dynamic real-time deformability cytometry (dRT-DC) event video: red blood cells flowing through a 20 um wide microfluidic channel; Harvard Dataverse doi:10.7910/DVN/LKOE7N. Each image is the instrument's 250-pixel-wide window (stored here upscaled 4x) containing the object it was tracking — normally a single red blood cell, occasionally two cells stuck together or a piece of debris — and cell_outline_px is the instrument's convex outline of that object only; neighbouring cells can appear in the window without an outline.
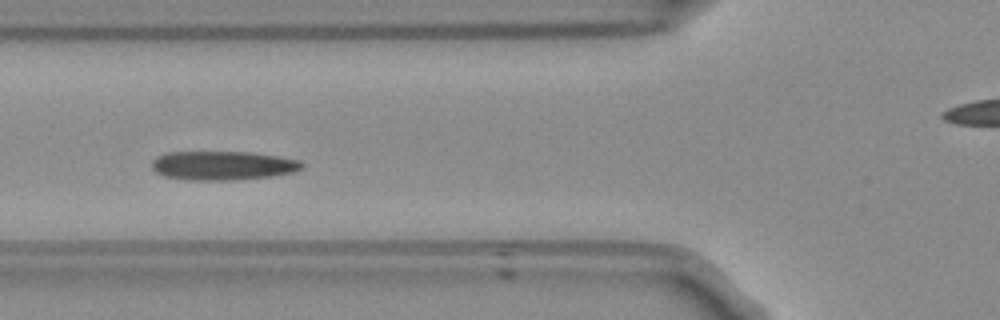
{"species": "Egyptian fruit bat (a non-hibernating species)", "species_latin": "Rousettus aegyptiacus", "temperature_condition": "room temperature", "stored_images_in_passage": 40, "camera_frame_rate_fps": 3000, "um_per_image_px": 0.085, "frame": {"image": 1, "passage_image": 12, "time_ms": 3.667, "image_size_px": [1000, 320], "cell_outline_px": [[304, 168], [292, 172], [272, 176], [232, 180], [188, 180], [164, 176], [156, 172], [152, 168], [152, 160], [156, 156], [168, 152], [248, 152], [276, 156], [300, 160], [304, 164]], "centroid_in_image_um": [18.92, 14.07], "position_along_channel_um": 106.9, "area_um2": 25.37}}
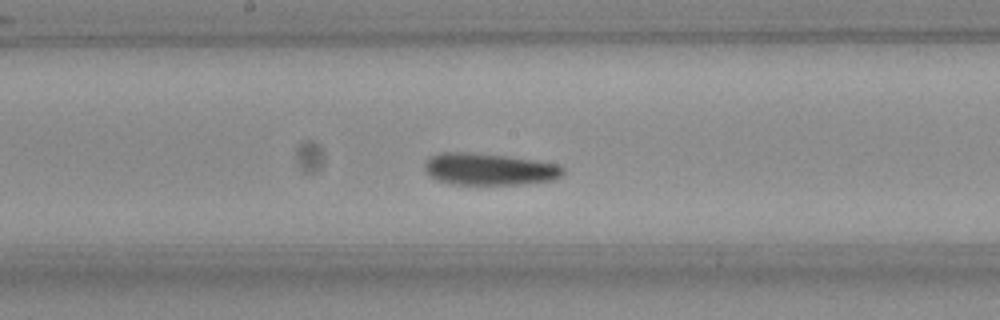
{"frame": {"image": 2, "passage_image": 20, "time_ms": 6.333, "image_size_px": [1000, 320], "cell_outline_px": [[564, 172], [560, 176], [552, 180], [524, 184], [452, 184], [436, 180], [424, 168], [424, 164], [432, 156], [440, 152], [464, 152], [504, 156], [556, 164], [564, 168]], "centroid_in_image_um": [41.56, 14.39], "position_along_channel_um": 206.6, "area_um2": 25.26}}
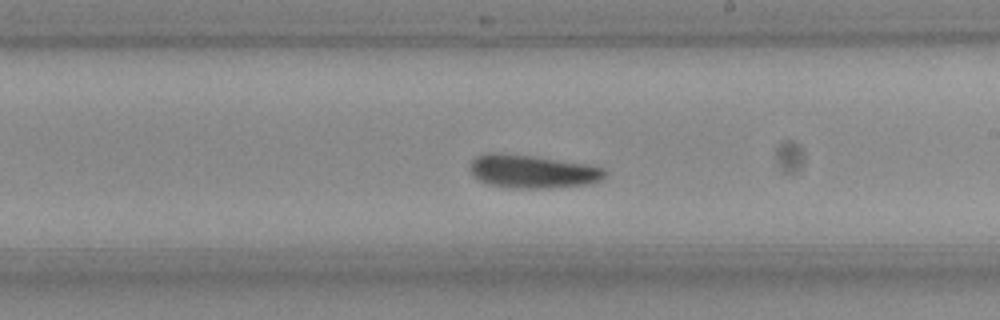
{"frame": {"image": 3, "passage_image": 23, "time_ms": 7.333, "image_size_px": [1000, 320], "cell_outline_px": [[604, 176], [600, 180], [588, 184], [548, 188], [508, 188], [484, 184], [472, 176], [472, 160], [476, 156], [488, 152], [492, 152], [528, 156], [584, 164], [604, 168]], "centroid_in_image_um": [45.18, 14.6], "position_along_channel_um": 243.8, "area_um2": 25.78}, "authors_computed_cell_mechanics": {"area_um2": 25.0274, "velocity_mm_per_s": 3.7358, "shape_relaxation_time_tau1_ms": 3.1688, "shape_relaxation_time_tau2_ms": 4.1792, "deformation_change_tau1": 0.0928, "deformation_change_tau2": 0.0973}}